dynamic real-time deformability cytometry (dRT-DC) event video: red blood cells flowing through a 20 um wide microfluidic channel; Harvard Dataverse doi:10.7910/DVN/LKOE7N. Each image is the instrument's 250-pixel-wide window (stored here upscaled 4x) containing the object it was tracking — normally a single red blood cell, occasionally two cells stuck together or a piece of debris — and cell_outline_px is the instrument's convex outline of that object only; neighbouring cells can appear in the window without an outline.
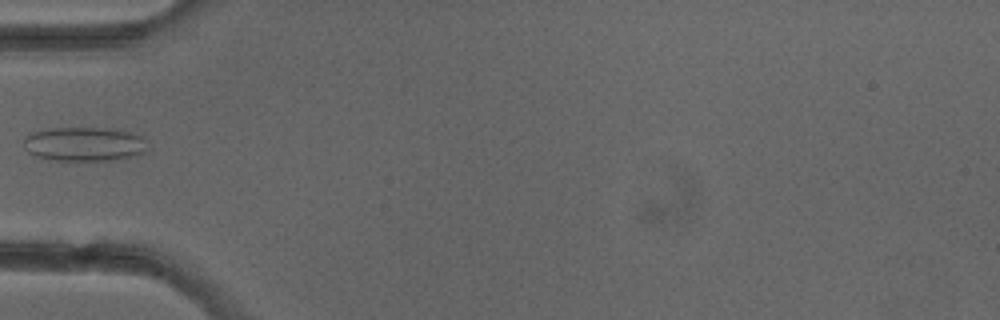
{"species": "common noctule bat (a hibernating species)", "species_latin": "Nyctalus noctula", "temperature_condition": "cold", "stored_images_in_passage": 5, "camera_frame_rate_fps": 3000, "um_per_image_px": 0.085, "animal": {"sex": "female"}, "frame": {"image": 1, "passage_image": 5, "time_ms": 5.333, "image_size_px": [1000, 320], "cell_outline_px": [[148, 152], [136, 156], [112, 160], [52, 160], [36, 156], [28, 152], [24, 148], [24, 136], [32, 132], [48, 128], [120, 128], [140, 136], [144, 140]], "centroid_in_image_um": [7.17, 12.24], "position_along_channel_um": 77.8, "area_um2": 24.97}}